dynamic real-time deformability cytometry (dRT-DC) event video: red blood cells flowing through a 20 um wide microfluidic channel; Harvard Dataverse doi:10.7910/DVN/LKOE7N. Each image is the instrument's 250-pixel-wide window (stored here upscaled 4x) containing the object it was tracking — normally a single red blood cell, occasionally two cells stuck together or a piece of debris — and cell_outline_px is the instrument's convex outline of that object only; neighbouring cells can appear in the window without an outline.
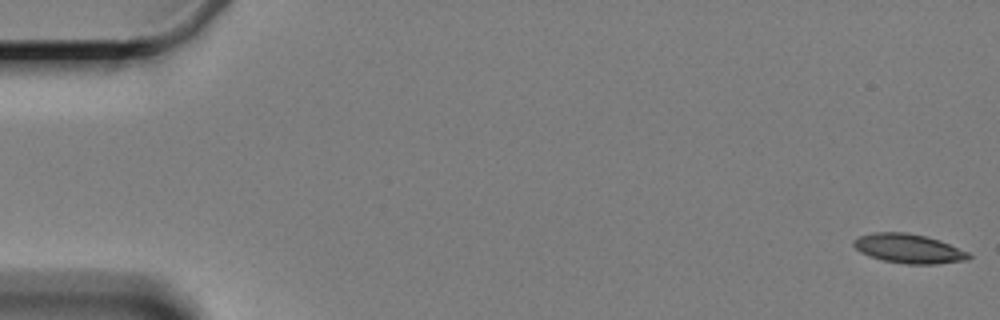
{"species": "Egyptian fruit bat (a non-hibernating species)", "species_latin": "Rousettus aegyptiacus", "temperature_condition": "cold", "stored_images_in_passage": 5, "camera_frame_rate_fps": 3000, "um_per_image_px": 0.085, "animal": {"sex": "female"}, "frame": {"image": 1, "passage_image": 1, "time_ms": 0.0, "image_size_px": [1000, 320], "cell_outline_px": [[972, 256], [968, 260], [936, 264], [908, 264], [884, 260], [860, 252], [852, 244], [852, 240], [860, 236], [872, 232], [908, 232], [928, 236], [940, 240], [968, 252]], "centroid_in_image_um": [77.25, 21.11], "position_along_channel_um": 7.7, "area_um2": 19.65}}
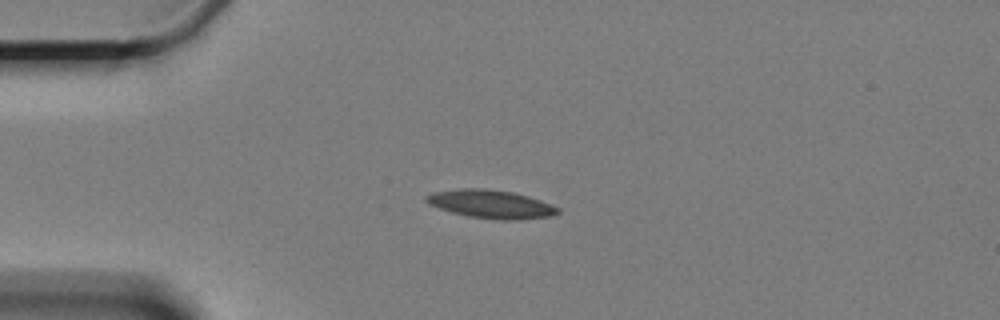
{"frame": {"image": 2, "passage_image": 5, "time_ms": 4.667, "image_size_px": [1000, 320], "cell_outline_px": [[560, 212], [548, 216], [516, 220], [504, 220], [468, 216], [452, 212], [440, 208], [424, 200], [424, 196], [432, 192], [460, 188], [484, 188], [512, 192], [528, 196], [540, 200], [560, 208]], "centroid_in_image_um": [41.72, 17.34], "position_along_channel_um": 43.3, "area_um2": 21.5}}